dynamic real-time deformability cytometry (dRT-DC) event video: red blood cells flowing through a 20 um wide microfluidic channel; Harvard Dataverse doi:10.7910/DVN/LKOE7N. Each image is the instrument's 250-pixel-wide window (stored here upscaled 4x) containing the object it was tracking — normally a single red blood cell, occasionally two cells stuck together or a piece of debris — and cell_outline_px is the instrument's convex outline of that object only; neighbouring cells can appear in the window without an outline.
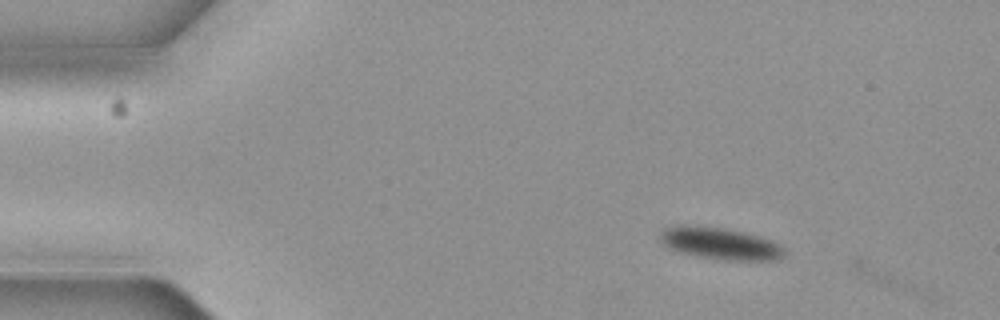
{"species": "common noctule bat (a hibernating species)", "species_latin": "Nyctalus noctula", "temperature_condition": "cold", "stored_images_in_passage": 3, "camera_frame_rate_fps": 3000, "um_per_image_px": 0.085, "animal": {"sex": "female", "body_mass_g": 19.3, "forearm_length_mm": 54.1}, "frame": {"image": 1, "passage_image": 1, "time_ms": 0.0, "image_size_px": [1000, 320], "cell_outline_px": [[788, 252], [780, 260], [724, 260], [696, 256], [680, 252], [668, 248], [660, 240], [660, 232], [668, 228], [680, 224], [696, 224], [724, 228], [756, 236], [768, 240], [784, 248]], "centroid_in_image_um": [61.18, 20.7], "position_along_channel_um": 23.8, "area_um2": 23.12}}